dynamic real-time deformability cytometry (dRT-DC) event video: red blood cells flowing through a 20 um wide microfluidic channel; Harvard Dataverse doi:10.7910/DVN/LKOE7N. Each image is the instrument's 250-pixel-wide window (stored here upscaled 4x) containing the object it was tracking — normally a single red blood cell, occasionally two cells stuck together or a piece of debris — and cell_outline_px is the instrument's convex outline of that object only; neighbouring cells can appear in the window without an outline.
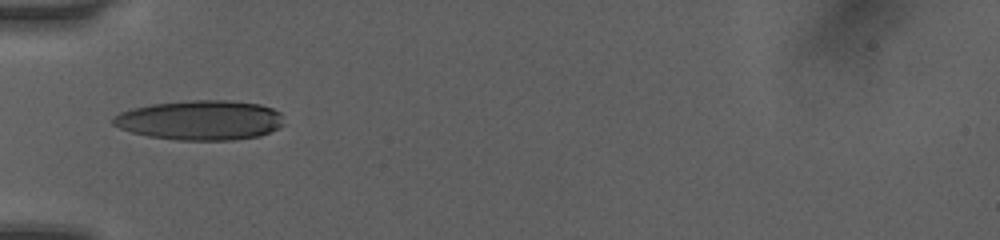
{"species": "human", "species_latin": "Homo sapiens", "temperature_condition": "room temperature", "stored_images_in_passage": 7, "camera_frame_rate_fps": 3000, "um_per_image_px": 0.085, "donor": {"sex": "female"}, "frame": {"image": 1, "passage_image": 1, "time_ms": 0.0, "image_size_px": [1000, 240], "cell_outline_px": [[284, 124], [280, 128], [260, 136], [232, 140], [176, 140], [148, 136], [132, 132], [120, 128], [112, 124], [112, 116], [120, 112], [132, 108], [152, 104], [192, 100], [232, 100], [260, 104], [272, 108], [280, 112]], "centroid_in_image_um": [17.04, 10.21], "position_along_channel_um": 68.0, "area_um2": 39.82}}
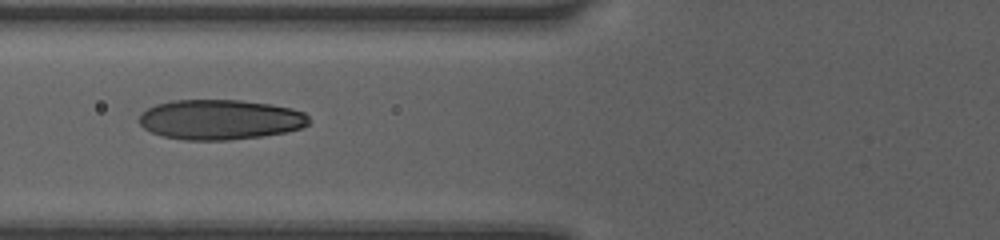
{"frame": {"image": 2, "passage_image": 6, "time_ms": 1.0, "image_size_px": [1000, 240], "cell_outline_px": [[312, 120], [308, 124], [300, 128], [288, 132], [260, 136], [228, 140], [184, 140], [164, 136], [152, 132], [144, 128], [140, 124], [140, 112], [156, 104], [172, 100], [240, 100], [272, 104], [292, 108], [304, 112]], "centroid_in_image_um": [18.73, 10.16], "position_along_channel_um": 107.1, "area_um2": 39.77}}